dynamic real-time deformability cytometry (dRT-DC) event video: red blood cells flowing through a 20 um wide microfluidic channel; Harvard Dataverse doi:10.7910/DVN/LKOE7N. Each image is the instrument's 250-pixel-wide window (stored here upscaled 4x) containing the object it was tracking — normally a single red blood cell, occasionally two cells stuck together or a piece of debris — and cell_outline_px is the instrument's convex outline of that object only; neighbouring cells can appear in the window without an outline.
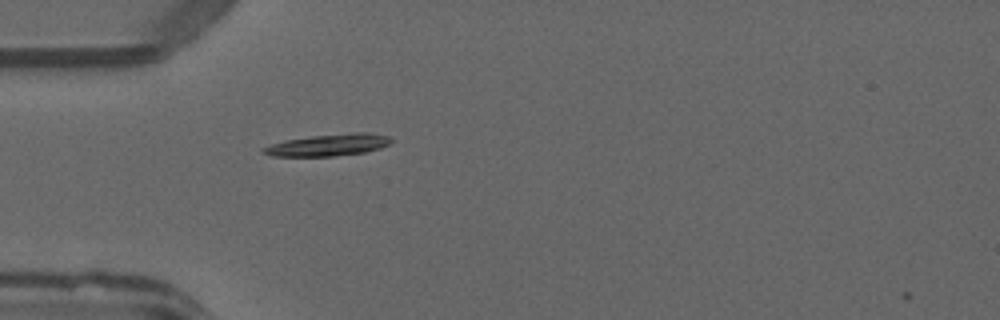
{"species": "common noctule bat (a hibernating species)", "species_latin": "Nyctalus noctula", "temperature_condition": "warm", "stored_images_in_passage": 36, "camera_frame_rate_fps": 3000, "um_per_image_px": 0.085, "animal": {"sex": "male", "forearm_length_mm": 52.5}, "frame": {"image": 1, "passage_image": 1, "time_ms": 0.0, "image_size_px": [1000, 320], "cell_outline_px": [[392, 140], [388, 144], [380, 148], [364, 152], [336, 156], [272, 156], [260, 152], [260, 148], [284, 140], [312, 136], [352, 132], [368, 132], [392, 136]], "centroid_in_image_um": [27.91, 12.31], "position_along_channel_um": 57.1, "area_um2": 16.42}}
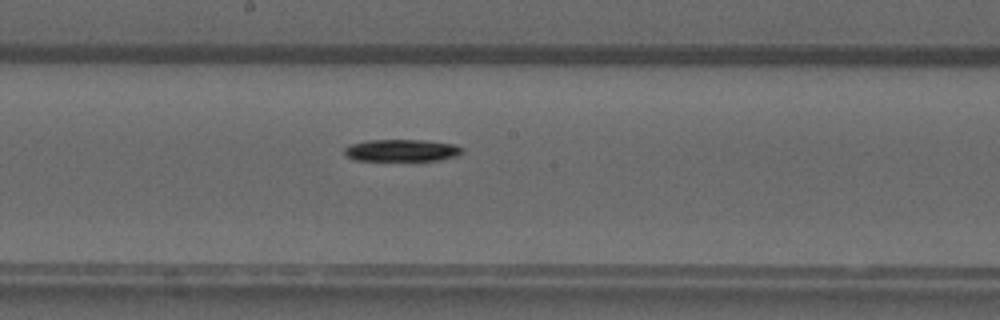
{"frame": {"image": 2, "passage_image": 13, "time_ms": 4.0, "image_size_px": [1000, 320], "cell_outline_px": [[464, 152], [456, 156], [440, 160], [356, 160], [348, 156], [344, 152], [344, 148], [352, 144], [368, 140], [424, 140], [456, 144], [464, 148]], "centroid_in_image_um": [34.21, 12.77], "position_along_channel_um": 214.0, "area_um2": 15.09}}
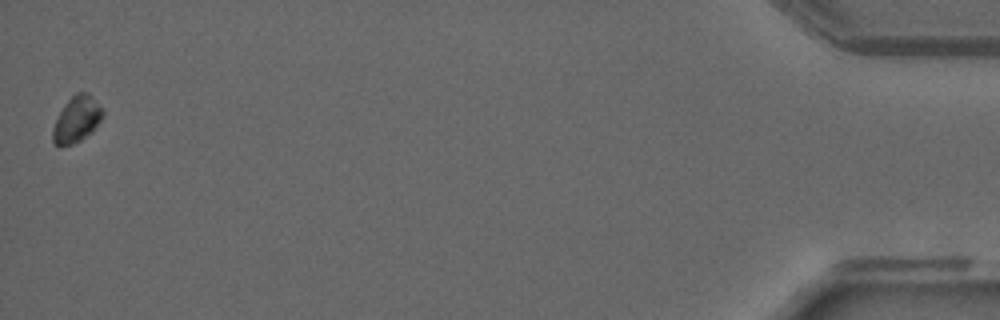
{"frame": {"image": 3, "passage_image": 36, "time_ms": 11.667, "image_size_px": [1000, 320], "cell_outline_px": [[104, 116], [96, 128], [92, 132], [80, 140], [72, 144], [56, 144], [52, 140], [52, 128], [64, 104], [76, 92], [88, 92], [104, 108]], "centroid_in_image_um": [6.57, 10.11], "position_along_channel_um": 428.6, "area_um2": 13.47}, "authors_computed_cell_mechanics": {"area_um2": 15.1147, "velocity_mm_per_s": 4.054, "shape_relaxation_time_tau1_ms": 1.6676, "shape_relaxation_time_tau2_ms": null, "deformation_change_tau1": 0.1221, "deformation_change_tau2": null}}